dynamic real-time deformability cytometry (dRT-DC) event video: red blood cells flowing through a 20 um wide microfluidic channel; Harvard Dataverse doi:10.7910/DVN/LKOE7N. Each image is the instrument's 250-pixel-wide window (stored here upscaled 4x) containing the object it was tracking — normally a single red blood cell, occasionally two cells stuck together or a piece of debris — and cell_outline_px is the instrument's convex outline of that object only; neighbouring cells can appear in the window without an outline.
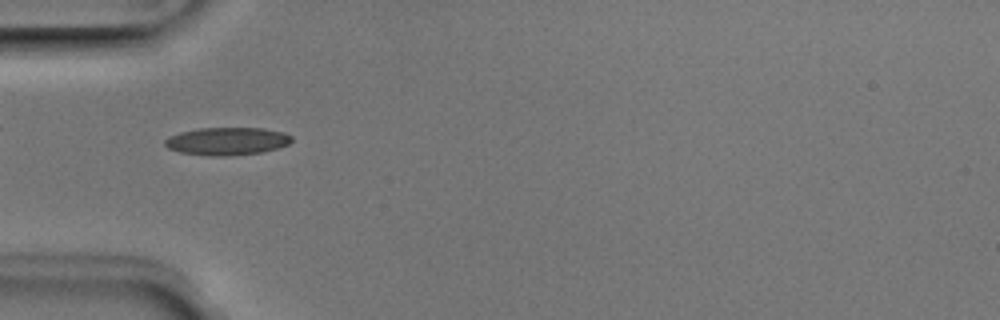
{"species": "Egyptian fruit bat (a non-hibernating species)", "species_latin": "Rousettus aegyptiacus", "temperature_condition": "room temperature", "stored_images_in_passage": 51, "camera_frame_rate_fps": 3000, "um_per_image_px": 0.085, "animal": {"sex": "male"}, "frame": {"image": 1, "passage_image": 16, "time_ms": 5.0, "image_size_px": [1000, 320], "cell_outline_px": [[292, 140], [288, 144], [276, 148], [260, 152], [228, 156], [208, 156], [180, 152], [168, 148], [164, 144], [164, 140], [168, 136], [180, 132], [200, 128], [264, 128], [284, 132], [292, 136]], "centroid_in_image_um": [19.27, 12.0], "position_along_channel_um": 65.7, "area_um2": 20.52}}
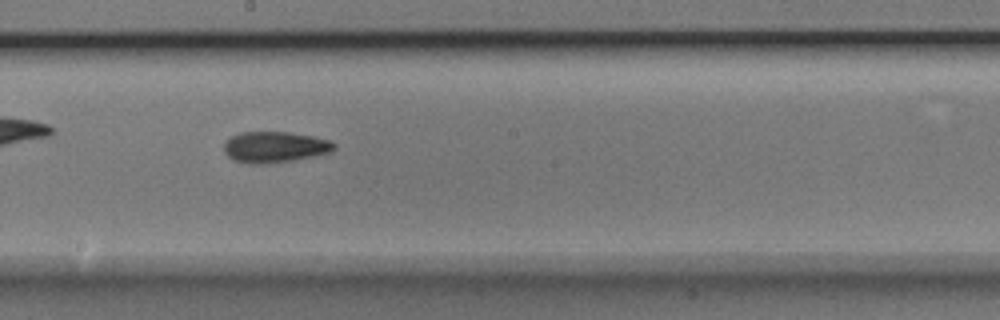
{"frame": {"image": 2, "passage_image": 28, "time_ms": 9.0, "image_size_px": [1000, 320], "cell_outline_px": [[336, 148], [332, 152], [316, 156], [292, 160], [264, 164], [248, 164], [236, 160], [228, 156], [224, 152], [224, 144], [232, 136], [240, 132], [288, 132], [312, 136], [332, 140], [336, 144]], "centroid_in_image_um": [23.4, 12.5], "position_along_channel_um": 224.8, "area_um2": 20.0}}
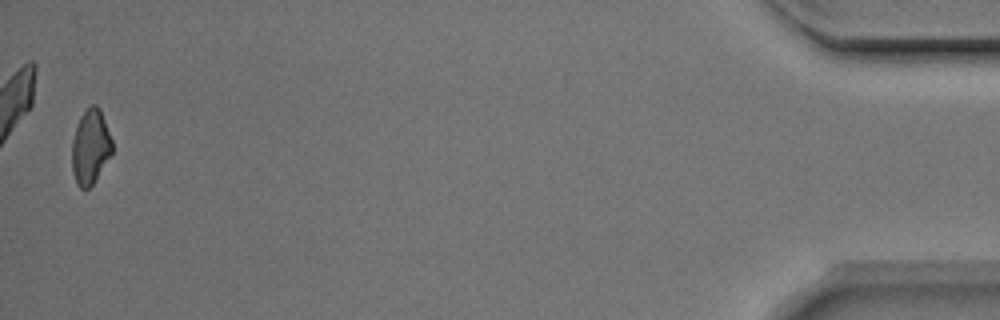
{"frame": {"image": 3, "passage_image": 50, "time_ms": 16.333, "image_size_px": [1000, 320], "cell_outline_px": [[112, 152], [92, 184], [88, 188], [80, 188], [76, 184], [72, 172], [72, 140], [80, 116], [92, 104], [96, 104], [100, 108], [112, 140]], "centroid_in_image_um": [7.67, 12.47], "position_along_channel_um": 427.5, "area_um2": 17.28}, "authors_computed_cell_mechanics": {"area_um2": 18.785, "velocity_mm_per_s": 3.9894, "shape_relaxation_time_tau1_ms": 4.1018, "shape_relaxation_time_tau2_ms": 3.3873, "deformation_change_tau1": 0.1392, "deformation_change_tau2": 0.1126}}